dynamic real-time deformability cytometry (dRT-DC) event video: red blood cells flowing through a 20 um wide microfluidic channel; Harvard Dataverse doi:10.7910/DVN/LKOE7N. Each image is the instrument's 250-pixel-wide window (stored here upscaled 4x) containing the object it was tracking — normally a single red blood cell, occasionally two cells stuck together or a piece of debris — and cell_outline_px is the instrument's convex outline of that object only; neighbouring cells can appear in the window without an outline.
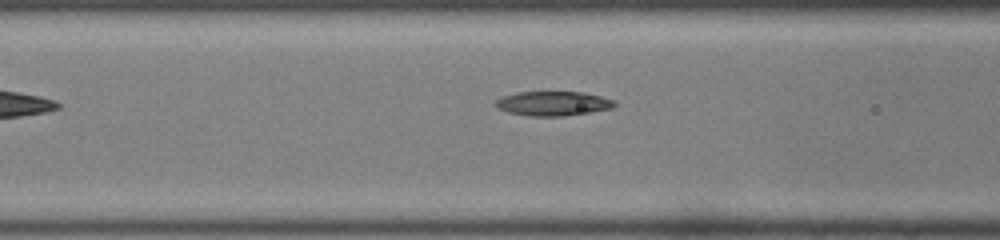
{"species": "common noctule bat (a hibernating species)", "species_latin": "Nyctalus noctula", "temperature_condition": "room temperature", "stored_images_in_passage": 18, "camera_frame_rate_fps": 3000, "um_per_image_px": 0.085, "animal": {"sex": "male", "body_mass_g": 19.0, "forearm_length_mm": 50.8}, "frame": {"image": 1, "passage_image": 16, "time_ms": 5.0, "image_size_px": [1000, 240], "cell_outline_px": [[616, 104], [612, 108], [564, 116], [528, 116], [508, 112], [500, 108], [496, 104], [496, 100], [504, 96], [516, 92], [548, 88], [584, 92], [600, 96], [612, 100]], "centroid_in_image_um": [46.99, 8.73], "position_along_channel_um": 119.6, "area_um2": 17.63}}